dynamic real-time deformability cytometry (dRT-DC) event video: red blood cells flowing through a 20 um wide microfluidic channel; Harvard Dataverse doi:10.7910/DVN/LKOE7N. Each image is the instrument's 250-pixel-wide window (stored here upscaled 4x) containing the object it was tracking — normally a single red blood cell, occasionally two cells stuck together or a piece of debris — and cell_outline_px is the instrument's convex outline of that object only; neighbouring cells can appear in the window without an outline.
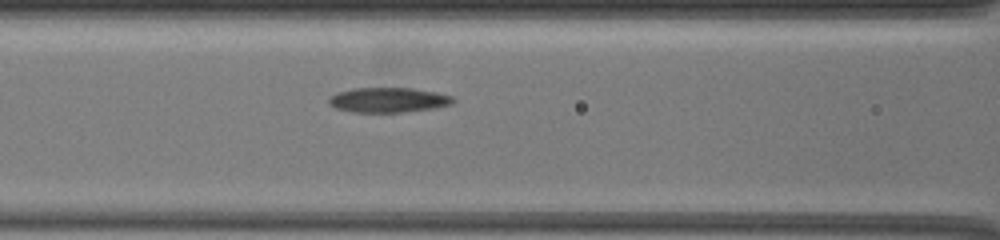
{"species": "common noctule bat (a hibernating species)", "species_latin": "Nyctalus noctula", "temperature_condition": "warm", "stored_images_in_passage": 32, "camera_frame_rate_fps": 3000, "um_per_image_px": 0.085, "animal": {"sex": "female", "body_mass_g": 19.5, "forearm_length_mm": 54.1}, "frame": {"image": 1, "passage_image": 4, "time_ms": 2.0, "image_size_px": [1000, 240], "cell_outline_px": [[456, 100], [452, 104], [432, 108], [400, 112], [352, 112], [336, 108], [328, 104], [328, 100], [332, 96], [340, 92], [352, 88], [412, 88], [452, 96]], "centroid_in_image_um": [32.99, 8.5], "position_along_channel_um": 133.6, "area_um2": 17.74}}
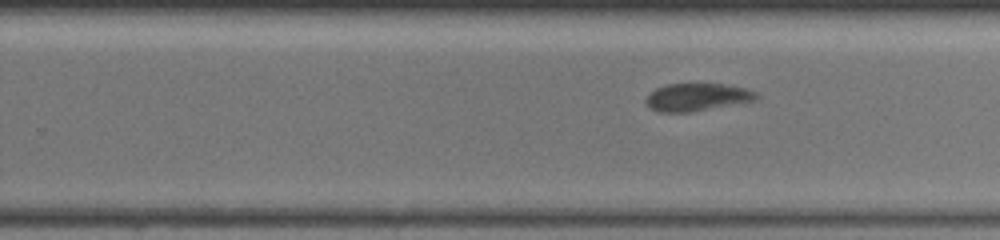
{"frame": {"image": 2, "passage_image": 13, "time_ms": 6.0, "image_size_px": [1000, 240], "cell_outline_px": [[760, 96], [752, 100], [688, 112], [660, 112], [652, 108], [644, 100], [656, 88], [668, 84], [724, 84], [748, 88], [756, 92]], "centroid_in_image_um": [59.25, 8.24], "position_along_channel_um": 270.6, "area_um2": 17.28}}
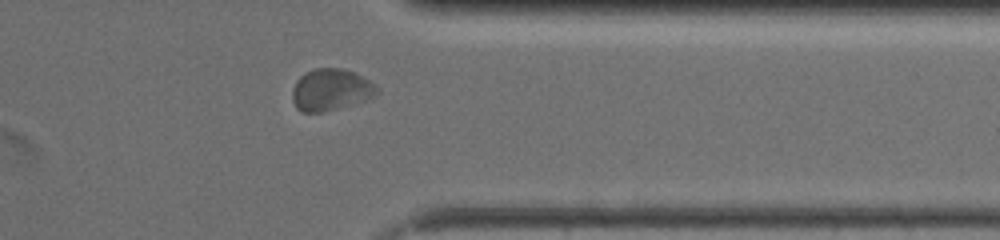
{"frame": {"image": 3, "passage_image": 24, "time_ms": 9.333, "image_size_px": [1000, 240], "cell_outline_px": [[380, 92], [372, 100], [320, 112], [300, 112], [296, 108], [292, 100], [292, 88], [296, 80], [304, 72], [316, 68], [340, 68], [356, 72], [368, 80]], "centroid_in_image_um": [28.12, 7.63], "position_along_channel_um": 383.3, "area_um2": 20.92}}